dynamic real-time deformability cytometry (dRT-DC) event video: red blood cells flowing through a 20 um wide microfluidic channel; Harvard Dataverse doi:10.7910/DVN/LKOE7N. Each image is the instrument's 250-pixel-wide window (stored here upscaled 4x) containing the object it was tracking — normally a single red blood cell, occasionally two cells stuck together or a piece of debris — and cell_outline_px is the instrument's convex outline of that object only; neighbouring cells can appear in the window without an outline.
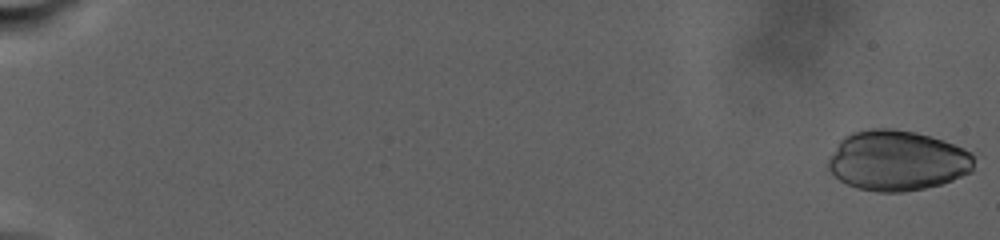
{"species": "human", "species_latin": "Homo sapiens", "temperature_condition": "warm", "stored_images_in_passage": 89, "camera_frame_rate_fps": 3000, "um_per_image_px": 0.085, "donor": {"sex": "male"}, "frame": {"image": 1, "passage_image": 1, "time_ms": 0.0, "image_size_px": [1000, 240], "cell_outline_px": [[972, 172], [952, 180], [940, 184], [924, 188], [904, 192], [876, 192], [856, 188], [840, 180], [828, 168], [828, 160], [840, 140], [844, 136], [852, 132], [868, 128], [892, 128], [916, 132], [964, 148], [972, 152]], "centroid_in_image_um": [76.24, 13.65], "position_along_channel_um": 8.8, "area_um2": 51.1}}
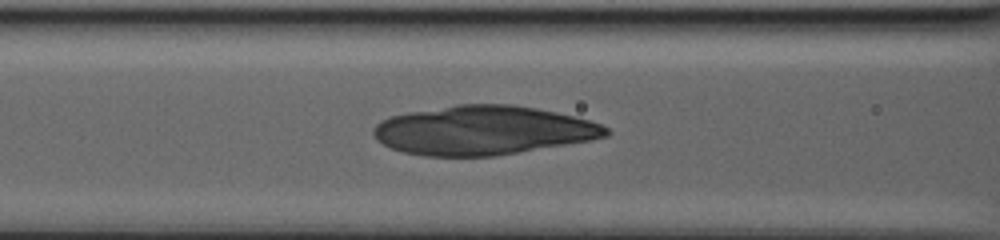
{"frame": {"image": 2, "passage_image": 58, "time_ms": 13.333, "image_size_px": [1000, 240], "cell_outline_px": [[612, 132], [608, 136], [592, 140], [492, 156], [424, 156], [404, 152], [392, 148], [376, 140], [372, 132], [372, 128], [380, 120], [392, 116], [408, 112], [456, 104], [512, 104], [536, 108], [556, 112], [588, 120], [600, 124], [608, 128]], "centroid_in_image_um": [41.04, 11.07], "position_along_channel_um": 125.6, "area_um2": 66.41}}
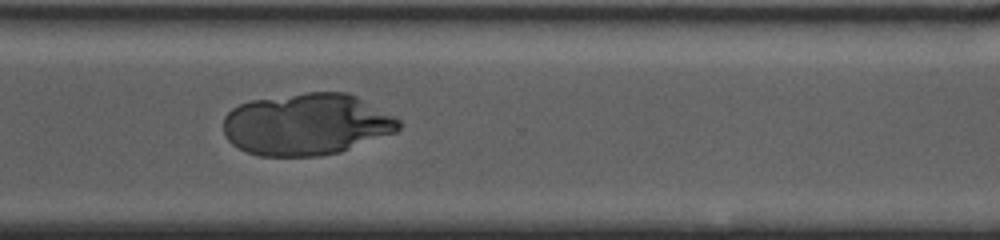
{"frame": {"image": 3, "passage_image": 88, "time_ms": 22.0, "image_size_px": [1000, 240], "cell_outline_px": [[400, 128], [396, 132], [340, 152], [320, 156], [260, 156], [248, 152], [232, 144], [224, 136], [224, 116], [232, 108], [248, 100], [304, 92], [348, 92], [356, 96], [400, 120]], "centroid_in_image_um": [26.03, 10.56], "position_along_channel_um": 344.6, "area_um2": 63.29}}